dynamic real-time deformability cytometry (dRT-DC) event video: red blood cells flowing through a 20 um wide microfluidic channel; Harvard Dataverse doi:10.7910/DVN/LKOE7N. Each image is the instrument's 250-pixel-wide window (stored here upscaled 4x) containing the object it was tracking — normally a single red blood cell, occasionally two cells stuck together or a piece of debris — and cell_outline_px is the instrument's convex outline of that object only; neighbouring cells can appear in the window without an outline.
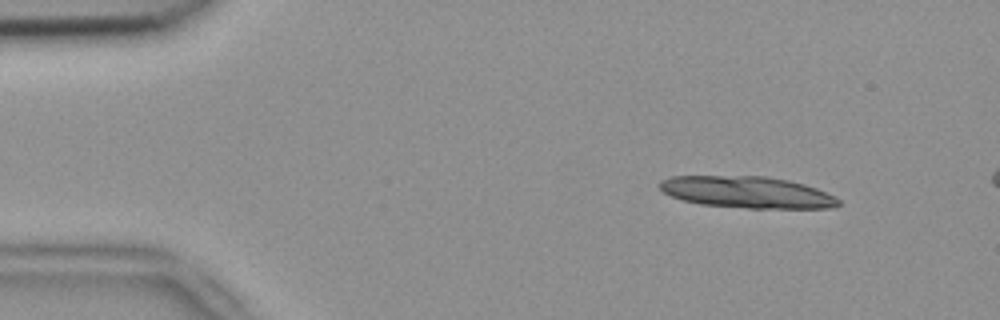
{"species": "common noctule bat (a hibernating species)", "species_latin": "Nyctalus noctula", "temperature_condition": "room temperature", "stored_images_in_passage": 14, "camera_frame_rate_fps": 3000, "um_per_image_px": 0.085, "animal": {"sex": "female", "body_mass_g": 18.4}, "frame": {"image": 1, "passage_image": 5, "time_ms": 1.333, "image_size_px": [1000, 320], "cell_outline_px": [[840, 204], [836, 208], [748, 208], [700, 204], [680, 200], [664, 192], [660, 188], [660, 180], [672, 176], [764, 176], [788, 180], [804, 184], [816, 188], [836, 196], [840, 200]], "centroid_in_image_um": [63.53, 16.34], "position_along_channel_um": 21.5, "area_um2": 33.06}}